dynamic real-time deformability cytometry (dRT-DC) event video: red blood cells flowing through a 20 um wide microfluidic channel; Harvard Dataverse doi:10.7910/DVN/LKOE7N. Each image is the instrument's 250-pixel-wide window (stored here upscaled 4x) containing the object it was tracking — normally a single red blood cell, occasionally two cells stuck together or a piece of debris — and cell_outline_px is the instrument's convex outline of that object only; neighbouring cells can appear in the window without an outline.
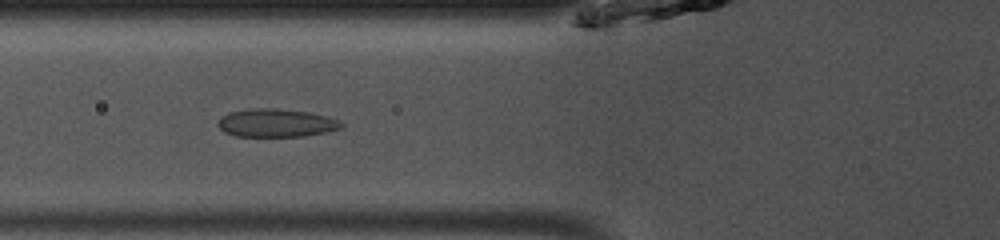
{"species": "common noctule bat (a hibernating species)", "species_latin": "Nyctalus noctula", "temperature_condition": "room temperature", "stored_images_in_passage": 13, "camera_frame_rate_fps": 3000, "um_per_image_px": 0.085, "animal": {"sex": "male", "body_mass_g": 13.0, "forearm_length_mm": 53.1}, "frame": {"image": 1, "passage_image": 10, "time_ms": 3.0, "image_size_px": [1000, 240], "cell_outline_px": [[344, 128], [304, 136], [236, 136], [224, 132], [216, 124], [228, 112], [256, 108], [276, 108], [308, 112], [328, 116], [340, 120], [344, 124]], "centroid_in_image_um": [23.52, 10.45], "position_along_channel_um": 102.3, "area_um2": 20.23}}